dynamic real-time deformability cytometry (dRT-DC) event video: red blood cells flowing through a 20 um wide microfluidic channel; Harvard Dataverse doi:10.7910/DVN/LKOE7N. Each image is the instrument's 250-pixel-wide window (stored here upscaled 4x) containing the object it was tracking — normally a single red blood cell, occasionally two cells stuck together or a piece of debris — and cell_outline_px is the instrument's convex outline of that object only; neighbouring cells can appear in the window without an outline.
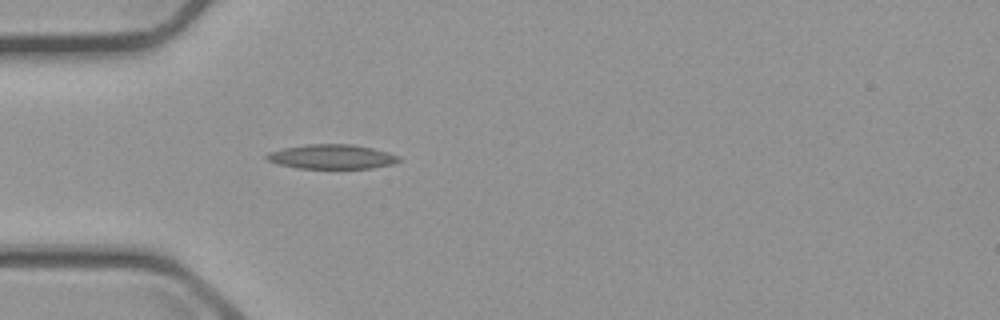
{"species": "common noctule bat (a hibernating species)", "species_latin": "Nyctalus noctula", "temperature_condition": "cold", "stored_images_in_passage": 1, "camera_frame_rate_fps": 3000, "um_per_image_px": 0.085, "animal": {"sex": "male", "body_mass_g": 23.1, "forearm_length_mm": 52.7}, "frame": {"image": 1, "passage_image": 1, "time_ms": 0.0, "image_size_px": [1000, 320], "cell_outline_px": [[400, 160], [392, 164], [372, 168], [296, 168], [280, 164], [268, 160], [264, 156], [268, 152], [284, 148], [308, 144], [352, 144], [372, 148], [388, 152], [400, 156]], "centroid_in_image_um": [28.21, 13.31], "position_along_channel_um": 56.8, "area_um2": 18.73}}